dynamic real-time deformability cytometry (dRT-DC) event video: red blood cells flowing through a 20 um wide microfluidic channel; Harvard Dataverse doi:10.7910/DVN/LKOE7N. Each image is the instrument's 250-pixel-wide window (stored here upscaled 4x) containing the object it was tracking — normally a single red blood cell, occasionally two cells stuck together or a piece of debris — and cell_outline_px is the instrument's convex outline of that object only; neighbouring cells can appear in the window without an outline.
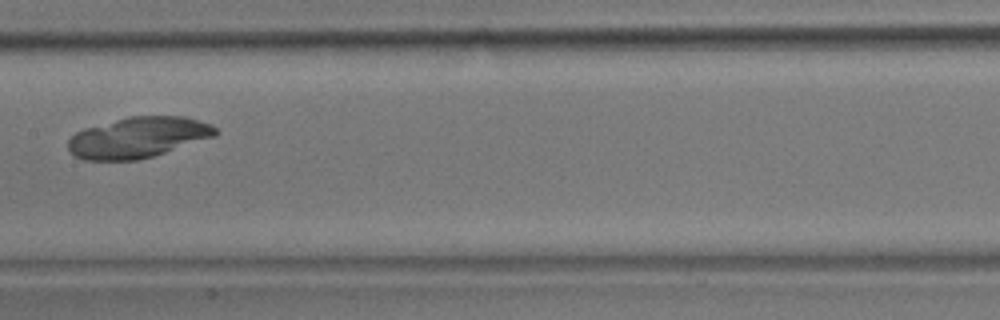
{"species": "common noctule bat (a hibernating species)", "species_latin": "Nyctalus noctula", "temperature_condition": "room temperature", "stored_images_in_passage": 8, "camera_frame_rate_fps": 3000, "um_per_image_px": 0.085, "animal": {"sex": "male", "body_mass_g": 17.9}, "frame": {"image": 1, "passage_image": 7, "time_ms": 2.0, "image_size_px": [1000, 320], "cell_outline_px": [[220, 132], [216, 136], [152, 156], [136, 160], [84, 160], [72, 156], [68, 148], [68, 140], [76, 132], [84, 128], [128, 116], [184, 116], [212, 124]], "centroid_in_image_um": [11.73, 11.68], "position_along_channel_um": 195.7, "area_um2": 35.08}}